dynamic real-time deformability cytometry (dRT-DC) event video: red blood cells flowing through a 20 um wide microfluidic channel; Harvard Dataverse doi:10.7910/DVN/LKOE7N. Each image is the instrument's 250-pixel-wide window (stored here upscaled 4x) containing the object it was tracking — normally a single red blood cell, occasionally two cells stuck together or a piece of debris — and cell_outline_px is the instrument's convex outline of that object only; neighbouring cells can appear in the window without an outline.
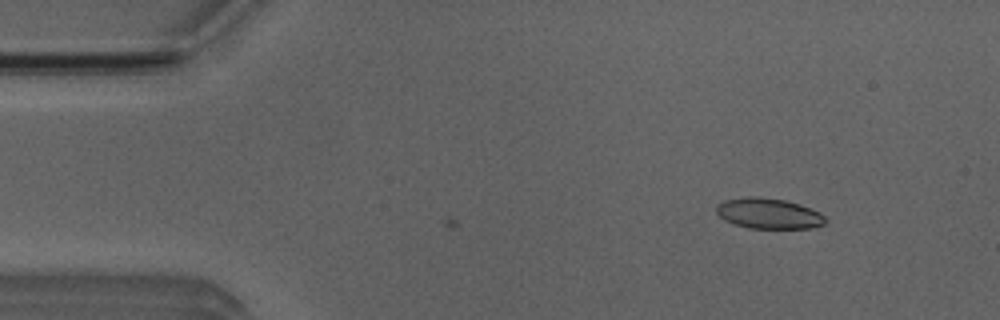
{"species": "Egyptian fruit bat (a non-hibernating species)", "species_latin": "Rousettus aegyptiacus", "temperature_condition": "room temperature", "stored_images_in_passage": 6, "camera_frame_rate_fps": 3000, "um_per_image_px": 0.085, "animal": {"sex": "male"}, "frame": {"image": 1, "passage_image": 6, "time_ms": 1.667, "image_size_px": [1000, 320], "cell_outline_px": [[828, 220], [824, 224], [808, 228], [748, 228], [724, 220], [716, 212], [716, 204], [724, 200], [748, 196], [756, 196], [784, 200], [800, 204], [820, 212]], "centroid_in_image_um": [65.32, 18.14], "position_along_channel_um": 19.7, "area_um2": 19.42}}